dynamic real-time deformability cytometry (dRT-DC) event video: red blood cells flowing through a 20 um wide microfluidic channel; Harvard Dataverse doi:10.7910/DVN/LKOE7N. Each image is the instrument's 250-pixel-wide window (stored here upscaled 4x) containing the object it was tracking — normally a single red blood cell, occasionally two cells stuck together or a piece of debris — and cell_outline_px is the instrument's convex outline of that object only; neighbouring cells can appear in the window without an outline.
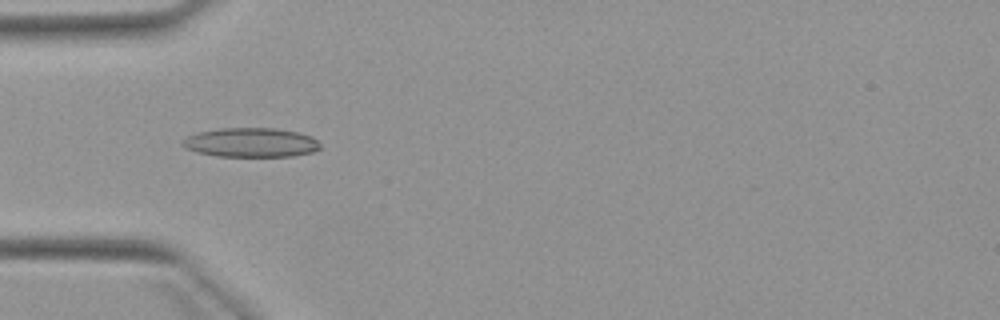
{"species": "Egyptian fruit bat (a non-hibernating species)", "species_latin": "Rousettus aegyptiacus", "temperature_condition": "warm", "stored_images_in_passage": 6, "camera_frame_rate_fps": 3000, "um_per_image_px": 0.085, "animal": {"sex": "female"}, "frame": {"image": 1, "passage_image": 3, "time_ms": 3.667, "image_size_px": [1000, 320], "cell_outline_px": [[320, 148], [312, 152], [292, 156], [216, 156], [196, 152], [184, 148], [180, 144], [188, 136], [200, 132], [220, 128], [276, 128], [300, 132], [312, 136], [320, 144]], "centroid_in_image_um": [21.34, 12.11], "position_along_channel_um": 63.7, "area_um2": 23.52}}
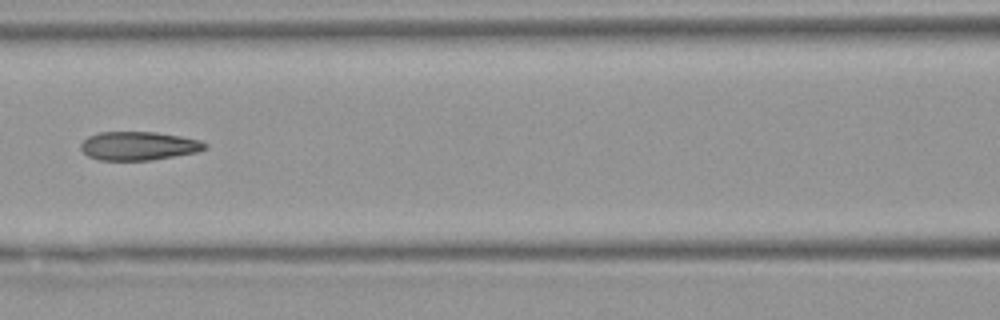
{"frame": {"image": 2, "passage_image": 5, "time_ms": 6.0, "image_size_px": [1000, 320], "cell_outline_px": [[208, 148], [196, 152], [152, 160], [100, 160], [88, 156], [80, 148], [80, 144], [88, 136], [100, 132], [156, 132], [180, 136], [200, 140], [208, 144]], "centroid_in_image_um": [11.79, 12.4], "position_along_channel_um": 154.8, "area_um2": 20.69}}
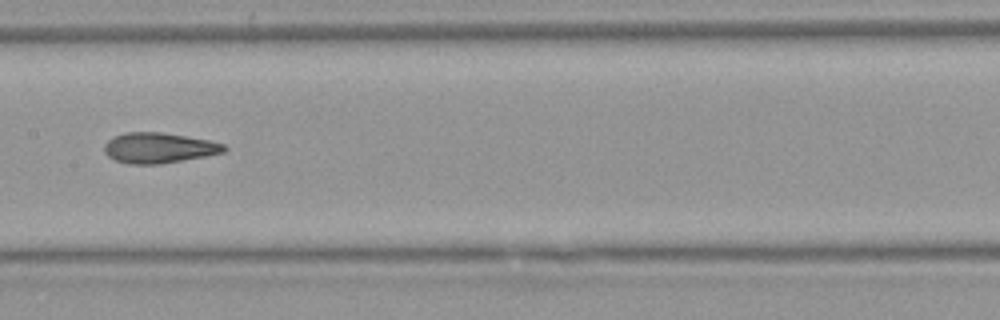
{"frame": {"image": 3, "passage_image": 6, "time_ms": 7.0, "image_size_px": [1000, 320], "cell_outline_px": [[228, 148], [224, 152], [204, 156], [160, 164], [128, 164], [116, 160], [108, 156], [104, 152], [104, 144], [108, 140], [124, 132], [160, 132], [208, 140], [224, 144]], "centroid_in_image_um": [13.48, 12.57], "position_along_channel_um": 193.9, "area_um2": 21.04}}